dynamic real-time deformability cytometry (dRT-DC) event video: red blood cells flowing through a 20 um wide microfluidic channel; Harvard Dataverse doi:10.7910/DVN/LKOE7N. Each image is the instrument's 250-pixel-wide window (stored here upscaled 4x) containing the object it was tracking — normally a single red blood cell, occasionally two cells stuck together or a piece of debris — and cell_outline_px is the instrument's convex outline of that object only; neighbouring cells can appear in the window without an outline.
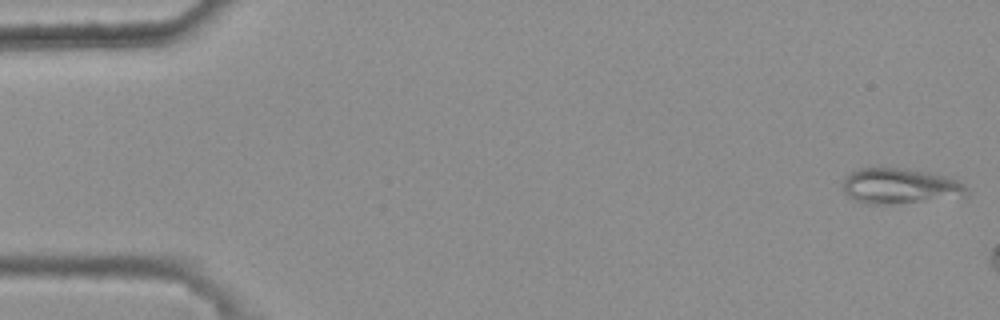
{"species": "common noctule bat (a hibernating species)", "species_latin": "Nyctalus noctula", "temperature_condition": "warm", "stored_images_in_passage": 7, "camera_frame_rate_fps": 3000, "um_per_image_px": 0.085, "animal": {"sex": "female", "body_mass_g": 25.1}, "frame": {"image": 1, "passage_image": 1, "time_ms": 0.0, "image_size_px": [1000, 320], "cell_outline_px": [[968, 196], [888, 204], [868, 204], [856, 200], [848, 196], [844, 192], [844, 180], [852, 172], [860, 168], [908, 168], [932, 172], [956, 180], [964, 184], [968, 188]], "centroid_in_image_um": [76.54, 15.81], "position_along_channel_um": 8.5, "area_um2": 25.49}}